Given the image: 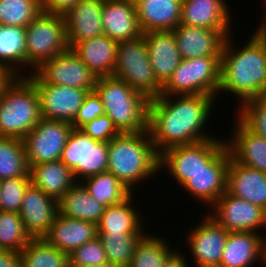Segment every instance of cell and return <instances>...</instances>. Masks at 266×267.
I'll list each match as a JSON object with an SVG mask.
<instances>
[{
    "label": "cell",
    "instance_id": "1",
    "mask_svg": "<svg viewBox=\"0 0 266 267\" xmlns=\"http://www.w3.org/2000/svg\"><path fill=\"white\" fill-rule=\"evenodd\" d=\"M170 97L160 95L148 103L147 130L158 154L173 146L214 138L204 132L214 96L176 95L175 100Z\"/></svg>",
    "mask_w": 266,
    "mask_h": 267
},
{
    "label": "cell",
    "instance_id": "2",
    "mask_svg": "<svg viewBox=\"0 0 266 267\" xmlns=\"http://www.w3.org/2000/svg\"><path fill=\"white\" fill-rule=\"evenodd\" d=\"M249 39L243 49L234 50L228 36L221 56L218 93L230 92L238 96L240 104L266 96V36L258 28Z\"/></svg>",
    "mask_w": 266,
    "mask_h": 267
},
{
    "label": "cell",
    "instance_id": "3",
    "mask_svg": "<svg viewBox=\"0 0 266 267\" xmlns=\"http://www.w3.org/2000/svg\"><path fill=\"white\" fill-rule=\"evenodd\" d=\"M132 193L133 186L159 171V154L149 132L120 133L108 142V167Z\"/></svg>",
    "mask_w": 266,
    "mask_h": 267
},
{
    "label": "cell",
    "instance_id": "4",
    "mask_svg": "<svg viewBox=\"0 0 266 267\" xmlns=\"http://www.w3.org/2000/svg\"><path fill=\"white\" fill-rule=\"evenodd\" d=\"M94 90L120 133L147 131L149 100L143 94L114 76L98 77Z\"/></svg>",
    "mask_w": 266,
    "mask_h": 267
},
{
    "label": "cell",
    "instance_id": "5",
    "mask_svg": "<svg viewBox=\"0 0 266 267\" xmlns=\"http://www.w3.org/2000/svg\"><path fill=\"white\" fill-rule=\"evenodd\" d=\"M35 84L22 73L0 96V137L23 139L40 121Z\"/></svg>",
    "mask_w": 266,
    "mask_h": 267
},
{
    "label": "cell",
    "instance_id": "6",
    "mask_svg": "<svg viewBox=\"0 0 266 267\" xmlns=\"http://www.w3.org/2000/svg\"><path fill=\"white\" fill-rule=\"evenodd\" d=\"M26 46L24 68L33 71L44 61L50 60L69 49L66 24L63 15L40 12L24 29Z\"/></svg>",
    "mask_w": 266,
    "mask_h": 267
},
{
    "label": "cell",
    "instance_id": "7",
    "mask_svg": "<svg viewBox=\"0 0 266 267\" xmlns=\"http://www.w3.org/2000/svg\"><path fill=\"white\" fill-rule=\"evenodd\" d=\"M113 76L124 80L148 100L161 95L162 85L154 75L143 34L132 40L118 42Z\"/></svg>",
    "mask_w": 266,
    "mask_h": 267
},
{
    "label": "cell",
    "instance_id": "8",
    "mask_svg": "<svg viewBox=\"0 0 266 267\" xmlns=\"http://www.w3.org/2000/svg\"><path fill=\"white\" fill-rule=\"evenodd\" d=\"M221 57L203 56L182 59L171 77L162 86L161 95H212L220 86Z\"/></svg>",
    "mask_w": 266,
    "mask_h": 267
},
{
    "label": "cell",
    "instance_id": "9",
    "mask_svg": "<svg viewBox=\"0 0 266 267\" xmlns=\"http://www.w3.org/2000/svg\"><path fill=\"white\" fill-rule=\"evenodd\" d=\"M225 146L226 140L216 137L195 144L167 148L159 154V169L168 168L170 175L182 187Z\"/></svg>",
    "mask_w": 266,
    "mask_h": 267
},
{
    "label": "cell",
    "instance_id": "10",
    "mask_svg": "<svg viewBox=\"0 0 266 267\" xmlns=\"http://www.w3.org/2000/svg\"><path fill=\"white\" fill-rule=\"evenodd\" d=\"M34 84H54L94 91L98 77L79 59L71 48L44 61L35 71H26Z\"/></svg>",
    "mask_w": 266,
    "mask_h": 267
},
{
    "label": "cell",
    "instance_id": "11",
    "mask_svg": "<svg viewBox=\"0 0 266 267\" xmlns=\"http://www.w3.org/2000/svg\"><path fill=\"white\" fill-rule=\"evenodd\" d=\"M60 160L72 171L76 181L81 182L86 177L107 171L108 142L97 141L80 129H73Z\"/></svg>",
    "mask_w": 266,
    "mask_h": 267
},
{
    "label": "cell",
    "instance_id": "12",
    "mask_svg": "<svg viewBox=\"0 0 266 267\" xmlns=\"http://www.w3.org/2000/svg\"><path fill=\"white\" fill-rule=\"evenodd\" d=\"M73 130L66 121L41 118L38 124L23 138L28 166L60 160L69 134Z\"/></svg>",
    "mask_w": 266,
    "mask_h": 267
},
{
    "label": "cell",
    "instance_id": "13",
    "mask_svg": "<svg viewBox=\"0 0 266 267\" xmlns=\"http://www.w3.org/2000/svg\"><path fill=\"white\" fill-rule=\"evenodd\" d=\"M213 213H208L228 232H256L265 226L266 210L225 191L211 206ZM256 230V231H255Z\"/></svg>",
    "mask_w": 266,
    "mask_h": 267
},
{
    "label": "cell",
    "instance_id": "14",
    "mask_svg": "<svg viewBox=\"0 0 266 267\" xmlns=\"http://www.w3.org/2000/svg\"><path fill=\"white\" fill-rule=\"evenodd\" d=\"M230 158L231 154L226 145L204 168L191 176L182 188L196 197V200L212 206L226 191Z\"/></svg>",
    "mask_w": 266,
    "mask_h": 267
},
{
    "label": "cell",
    "instance_id": "15",
    "mask_svg": "<svg viewBox=\"0 0 266 267\" xmlns=\"http://www.w3.org/2000/svg\"><path fill=\"white\" fill-rule=\"evenodd\" d=\"M187 235L190 254L196 267H219L229 232L211 216L206 215ZM191 248V249H190Z\"/></svg>",
    "mask_w": 266,
    "mask_h": 267
},
{
    "label": "cell",
    "instance_id": "16",
    "mask_svg": "<svg viewBox=\"0 0 266 267\" xmlns=\"http://www.w3.org/2000/svg\"><path fill=\"white\" fill-rule=\"evenodd\" d=\"M40 98V115L47 120L72 123L88 90L54 84H35Z\"/></svg>",
    "mask_w": 266,
    "mask_h": 267
},
{
    "label": "cell",
    "instance_id": "17",
    "mask_svg": "<svg viewBox=\"0 0 266 267\" xmlns=\"http://www.w3.org/2000/svg\"><path fill=\"white\" fill-rule=\"evenodd\" d=\"M57 214L58 201L30 183L25 191L19 215L31 239L44 238Z\"/></svg>",
    "mask_w": 266,
    "mask_h": 267
},
{
    "label": "cell",
    "instance_id": "18",
    "mask_svg": "<svg viewBox=\"0 0 266 267\" xmlns=\"http://www.w3.org/2000/svg\"><path fill=\"white\" fill-rule=\"evenodd\" d=\"M172 32L182 59L221 57L224 43L231 36L230 30H210L182 24Z\"/></svg>",
    "mask_w": 266,
    "mask_h": 267
},
{
    "label": "cell",
    "instance_id": "19",
    "mask_svg": "<svg viewBox=\"0 0 266 267\" xmlns=\"http://www.w3.org/2000/svg\"><path fill=\"white\" fill-rule=\"evenodd\" d=\"M104 0H80L64 14L68 46L104 34L102 10Z\"/></svg>",
    "mask_w": 266,
    "mask_h": 267
},
{
    "label": "cell",
    "instance_id": "20",
    "mask_svg": "<svg viewBox=\"0 0 266 267\" xmlns=\"http://www.w3.org/2000/svg\"><path fill=\"white\" fill-rule=\"evenodd\" d=\"M101 19L104 34L116 42L142 35L134 0H104Z\"/></svg>",
    "mask_w": 266,
    "mask_h": 267
},
{
    "label": "cell",
    "instance_id": "21",
    "mask_svg": "<svg viewBox=\"0 0 266 267\" xmlns=\"http://www.w3.org/2000/svg\"><path fill=\"white\" fill-rule=\"evenodd\" d=\"M256 232H229L219 267H251L266 262V236Z\"/></svg>",
    "mask_w": 266,
    "mask_h": 267
},
{
    "label": "cell",
    "instance_id": "22",
    "mask_svg": "<svg viewBox=\"0 0 266 267\" xmlns=\"http://www.w3.org/2000/svg\"><path fill=\"white\" fill-rule=\"evenodd\" d=\"M226 191L266 210V173L237 163L232 157L227 170Z\"/></svg>",
    "mask_w": 266,
    "mask_h": 267
},
{
    "label": "cell",
    "instance_id": "23",
    "mask_svg": "<svg viewBox=\"0 0 266 267\" xmlns=\"http://www.w3.org/2000/svg\"><path fill=\"white\" fill-rule=\"evenodd\" d=\"M142 34L154 75L163 86L182 60L175 36L172 31H150Z\"/></svg>",
    "mask_w": 266,
    "mask_h": 267
},
{
    "label": "cell",
    "instance_id": "24",
    "mask_svg": "<svg viewBox=\"0 0 266 267\" xmlns=\"http://www.w3.org/2000/svg\"><path fill=\"white\" fill-rule=\"evenodd\" d=\"M230 14L224 0H182L180 24L210 30H231Z\"/></svg>",
    "mask_w": 266,
    "mask_h": 267
},
{
    "label": "cell",
    "instance_id": "25",
    "mask_svg": "<svg viewBox=\"0 0 266 267\" xmlns=\"http://www.w3.org/2000/svg\"><path fill=\"white\" fill-rule=\"evenodd\" d=\"M96 237H98L97 224L57 214L44 239L50 245L69 255Z\"/></svg>",
    "mask_w": 266,
    "mask_h": 267
},
{
    "label": "cell",
    "instance_id": "26",
    "mask_svg": "<svg viewBox=\"0 0 266 267\" xmlns=\"http://www.w3.org/2000/svg\"><path fill=\"white\" fill-rule=\"evenodd\" d=\"M142 33L173 31L181 20L182 0H134Z\"/></svg>",
    "mask_w": 266,
    "mask_h": 267
},
{
    "label": "cell",
    "instance_id": "27",
    "mask_svg": "<svg viewBox=\"0 0 266 267\" xmlns=\"http://www.w3.org/2000/svg\"><path fill=\"white\" fill-rule=\"evenodd\" d=\"M236 123L231 140H226L231 157L237 163L266 173V139L251 131L238 117Z\"/></svg>",
    "mask_w": 266,
    "mask_h": 267
},
{
    "label": "cell",
    "instance_id": "28",
    "mask_svg": "<svg viewBox=\"0 0 266 267\" xmlns=\"http://www.w3.org/2000/svg\"><path fill=\"white\" fill-rule=\"evenodd\" d=\"M118 42L102 34L74 44L71 49L97 77L113 76Z\"/></svg>",
    "mask_w": 266,
    "mask_h": 267
},
{
    "label": "cell",
    "instance_id": "29",
    "mask_svg": "<svg viewBox=\"0 0 266 267\" xmlns=\"http://www.w3.org/2000/svg\"><path fill=\"white\" fill-rule=\"evenodd\" d=\"M28 168L30 183L57 201L77 182L72 171L61 160Z\"/></svg>",
    "mask_w": 266,
    "mask_h": 267
},
{
    "label": "cell",
    "instance_id": "30",
    "mask_svg": "<svg viewBox=\"0 0 266 267\" xmlns=\"http://www.w3.org/2000/svg\"><path fill=\"white\" fill-rule=\"evenodd\" d=\"M106 206L96 200L80 182H76L59 200L58 214L98 224Z\"/></svg>",
    "mask_w": 266,
    "mask_h": 267
},
{
    "label": "cell",
    "instance_id": "31",
    "mask_svg": "<svg viewBox=\"0 0 266 267\" xmlns=\"http://www.w3.org/2000/svg\"><path fill=\"white\" fill-rule=\"evenodd\" d=\"M133 195L117 205L106 207L97 224L98 233L146 234L141 214L132 204Z\"/></svg>",
    "mask_w": 266,
    "mask_h": 267
},
{
    "label": "cell",
    "instance_id": "32",
    "mask_svg": "<svg viewBox=\"0 0 266 267\" xmlns=\"http://www.w3.org/2000/svg\"><path fill=\"white\" fill-rule=\"evenodd\" d=\"M81 183L96 200L106 207L120 204L132 194L108 171L86 177Z\"/></svg>",
    "mask_w": 266,
    "mask_h": 267
},
{
    "label": "cell",
    "instance_id": "33",
    "mask_svg": "<svg viewBox=\"0 0 266 267\" xmlns=\"http://www.w3.org/2000/svg\"><path fill=\"white\" fill-rule=\"evenodd\" d=\"M20 254L21 267H69L68 255L44 238L31 239Z\"/></svg>",
    "mask_w": 266,
    "mask_h": 267
},
{
    "label": "cell",
    "instance_id": "34",
    "mask_svg": "<svg viewBox=\"0 0 266 267\" xmlns=\"http://www.w3.org/2000/svg\"><path fill=\"white\" fill-rule=\"evenodd\" d=\"M29 172L23 139L0 137V180Z\"/></svg>",
    "mask_w": 266,
    "mask_h": 267
},
{
    "label": "cell",
    "instance_id": "35",
    "mask_svg": "<svg viewBox=\"0 0 266 267\" xmlns=\"http://www.w3.org/2000/svg\"><path fill=\"white\" fill-rule=\"evenodd\" d=\"M163 238L145 234L138 242L129 267H163L175 252Z\"/></svg>",
    "mask_w": 266,
    "mask_h": 267
},
{
    "label": "cell",
    "instance_id": "36",
    "mask_svg": "<svg viewBox=\"0 0 266 267\" xmlns=\"http://www.w3.org/2000/svg\"><path fill=\"white\" fill-rule=\"evenodd\" d=\"M144 235L98 233L108 262L115 267H129L136 245Z\"/></svg>",
    "mask_w": 266,
    "mask_h": 267
},
{
    "label": "cell",
    "instance_id": "37",
    "mask_svg": "<svg viewBox=\"0 0 266 267\" xmlns=\"http://www.w3.org/2000/svg\"><path fill=\"white\" fill-rule=\"evenodd\" d=\"M42 11V0H0V26L25 29Z\"/></svg>",
    "mask_w": 266,
    "mask_h": 267
},
{
    "label": "cell",
    "instance_id": "38",
    "mask_svg": "<svg viewBox=\"0 0 266 267\" xmlns=\"http://www.w3.org/2000/svg\"><path fill=\"white\" fill-rule=\"evenodd\" d=\"M25 46L26 35L24 29L0 26V62L10 65L20 75V67H23L24 70Z\"/></svg>",
    "mask_w": 266,
    "mask_h": 267
},
{
    "label": "cell",
    "instance_id": "39",
    "mask_svg": "<svg viewBox=\"0 0 266 267\" xmlns=\"http://www.w3.org/2000/svg\"><path fill=\"white\" fill-rule=\"evenodd\" d=\"M30 240L19 213L0 210V249L20 253Z\"/></svg>",
    "mask_w": 266,
    "mask_h": 267
},
{
    "label": "cell",
    "instance_id": "40",
    "mask_svg": "<svg viewBox=\"0 0 266 267\" xmlns=\"http://www.w3.org/2000/svg\"><path fill=\"white\" fill-rule=\"evenodd\" d=\"M29 184V172L25 176L0 180V210L19 213Z\"/></svg>",
    "mask_w": 266,
    "mask_h": 267
},
{
    "label": "cell",
    "instance_id": "41",
    "mask_svg": "<svg viewBox=\"0 0 266 267\" xmlns=\"http://www.w3.org/2000/svg\"><path fill=\"white\" fill-rule=\"evenodd\" d=\"M238 110L236 117L251 131L266 139V96L248 99Z\"/></svg>",
    "mask_w": 266,
    "mask_h": 267
},
{
    "label": "cell",
    "instance_id": "42",
    "mask_svg": "<svg viewBox=\"0 0 266 267\" xmlns=\"http://www.w3.org/2000/svg\"><path fill=\"white\" fill-rule=\"evenodd\" d=\"M69 266L98 265L108 263L105 248L99 237L84 243L68 255Z\"/></svg>",
    "mask_w": 266,
    "mask_h": 267
},
{
    "label": "cell",
    "instance_id": "43",
    "mask_svg": "<svg viewBox=\"0 0 266 267\" xmlns=\"http://www.w3.org/2000/svg\"><path fill=\"white\" fill-rule=\"evenodd\" d=\"M104 114L105 109L103 107L102 100L94 90L88 92V94L85 96V99L71 124L73 129H81L88 122H91L93 119Z\"/></svg>",
    "mask_w": 266,
    "mask_h": 267
},
{
    "label": "cell",
    "instance_id": "44",
    "mask_svg": "<svg viewBox=\"0 0 266 267\" xmlns=\"http://www.w3.org/2000/svg\"><path fill=\"white\" fill-rule=\"evenodd\" d=\"M80 130L92 139L103 142H110L120 134L114 126L112 119L106 114L88 122Z\"/></svg>",
    "mask_w": 266,
    "mask_h": 267
},
{
    "label": "cell",
    "instance_id": "45",
    "mask_svg": "<svg viewBox=\"0 0 266 267\" xmlns=\"http://www.w3.org/2000/svg\"><path fill=\"white\" fill-rule=\"evenodd\" d=\"M80 0H42V12L48 14H66Z\"/></svg>",
    "mask_w": 266,
    "mask_h": 267
},
{
    "label": "cell",
    "instance_id": "46",
    "mask_svg": "<svg viewBox=\"0 0 266 267\" xmlns=\"http://www.w3.org/2000/svg\"><path fill=\"white\" fill-rule=\"evenodd\" d=\"M0 267H21V254L14 250L0 249Z\"/></svg>",
    "mask_w": 266,
    "mask_h": 267
},
{
    "label": "cell",
    "instance_id": "47",
    "mask_svg": "<svg viewBox=\"0 0 266 267\" xmlns=\"http://www.w3.org/2000/svg\"><path fill=\"white\" fill-rule=\"evenodd\" d=\"M179 251H175L164 263L163 267H188L187 259ZM188 265V266H187Z\"/></svg>",
    "mask_w": 266,
    "mask_h": 267
},
{
    "label": "cell",
    "instance_id": "48",
    "mask_svg": "<svg viewBox=\"0 0 266 267\" xmlns=\"http://www.w3.org/2000/svg\"><path fill=\"white\" fill-rule=\"evenodd\" d=\"M69 267H115L108 263L98 264V265H85V266H69Z\"/></svg>",
    "mask_w": 266,
    "mask_h": 267
},
{
    "label": "cell",
    "instance_id": "49",
    "mask_svg": "<svg viewBox=\"0 0 266 267\" xmlns=\"http://www.w3.org/2000/svg\"><path fill=\"white\" fill-rule=\"evenodd\" d=\"M262 21L260 22L261 24H259L258 28L266 36V15L264 16V20L262 19Z\"/></svg>",
    "mask_w": 266,
    "mask_h": 267
}]
</instances>
